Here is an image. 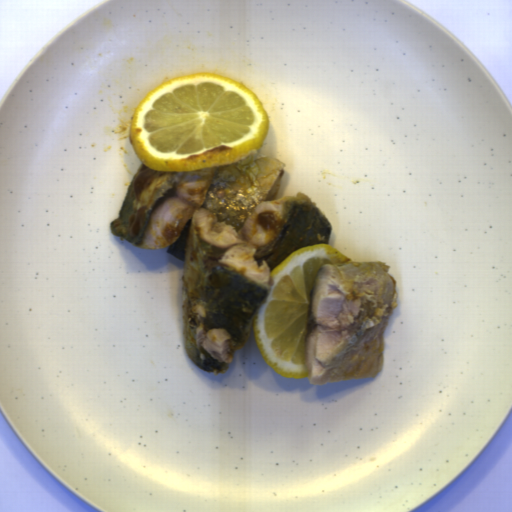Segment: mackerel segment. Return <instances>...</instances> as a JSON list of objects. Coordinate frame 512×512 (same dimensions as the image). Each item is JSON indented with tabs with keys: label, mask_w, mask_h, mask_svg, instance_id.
Returning a JSON list of instances; mask_svg holds the SVG:
<instances>
[{
	"label": "mackerel segment",
	"mask_w": 512,
	"mask_h": 512,
	"mask_svg": "<svg viewBox=\"0 0 512 512\" xmlns=\"http://www.w3.org/2000/svg\"><path fill=\"white\" fill-rule=\"evenodd\" d=\"M286 166L254 149L195 171H155L141 161L110 222L121 242L167 247L183 262L185 352L215 376L248 342L273 269L302 247L329 243L332 224L310 197L272 199Z\"/></svg>",
	"instance_id": "14911b7f"
},
{
	"label": "mackerel segment",
	"mask_w": 512,
	"mask_h": 512,
	"mask_svg": "<svg viewBox=\"0 0 512 512\" xmlns=\"http://www.w3.org/2000/svg\"><path fill=\"white\" fill-rule=\"evenodd\" d=\"M386 262L322 264L310 291L305 366L310 385L376 377L383 367L396 280Z\"/></svg>",
	"instance_id": "c1d32c5f"
}]
</instances>
